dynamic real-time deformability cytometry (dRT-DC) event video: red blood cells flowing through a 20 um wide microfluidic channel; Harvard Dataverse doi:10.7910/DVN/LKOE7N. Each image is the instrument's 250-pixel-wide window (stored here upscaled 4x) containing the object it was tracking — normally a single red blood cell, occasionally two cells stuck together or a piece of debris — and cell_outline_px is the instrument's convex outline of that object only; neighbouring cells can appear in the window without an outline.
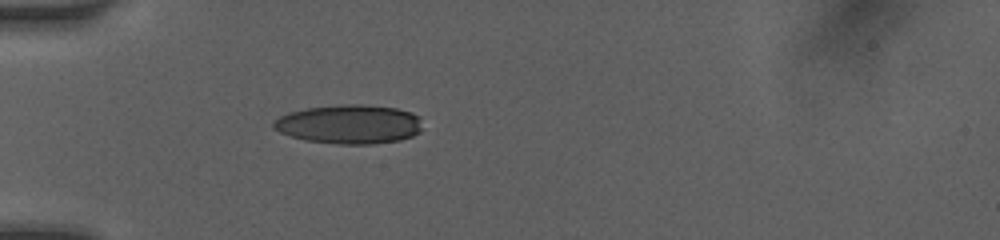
{"species": "human", "species_latin": "Homo sapiens", "temperature_condition": "room temperature", "stored_images_in_passage": 4, "camera_frame_rate_fps": 3000, "um_per_image_px": 0.085, "donor": {"sex": "female"}, "frame": {"image": 1, "passage_image": 2, "time_ms": 0.667, "image_size_px": [1000, 240], "cell_outline_px": [[420, 132], [412, 136], [400, 140], [372, 144], [340, 144], [304, 140], [280, 132], [272, 128], [272, 120], [288, 112], [304, 108], [340, 104], [360, 104], [396, 108], [412, 112], [420, 116]], "centroid_in_image_um": [29.66, 10.55], "position_along_channel_um": 55.3, "area_um2": 34.16}}
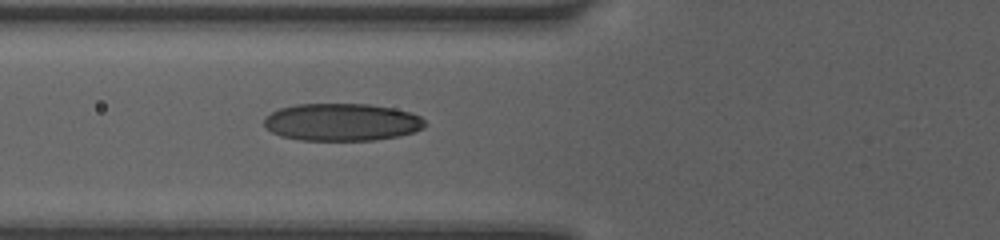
{"frame": {"image": 2, "passage_image": 4, "time_ms": 2.0, "image_size_px": [1000, 240], "cell_outline_px": [[428, 124], [424, 128], [412, 132], [396, 136], [376, 140], [300, 140], [280, 136], [264, 128], [264, 120], [272, 112], [280, 108], [296, 104], [368, 104], [396, 108], [412, 112], [420, 116]], "centroid_in_image_um": [29.07, 10.38], "position_along_channel_um": 96.7, "area_um2": 35.32}}